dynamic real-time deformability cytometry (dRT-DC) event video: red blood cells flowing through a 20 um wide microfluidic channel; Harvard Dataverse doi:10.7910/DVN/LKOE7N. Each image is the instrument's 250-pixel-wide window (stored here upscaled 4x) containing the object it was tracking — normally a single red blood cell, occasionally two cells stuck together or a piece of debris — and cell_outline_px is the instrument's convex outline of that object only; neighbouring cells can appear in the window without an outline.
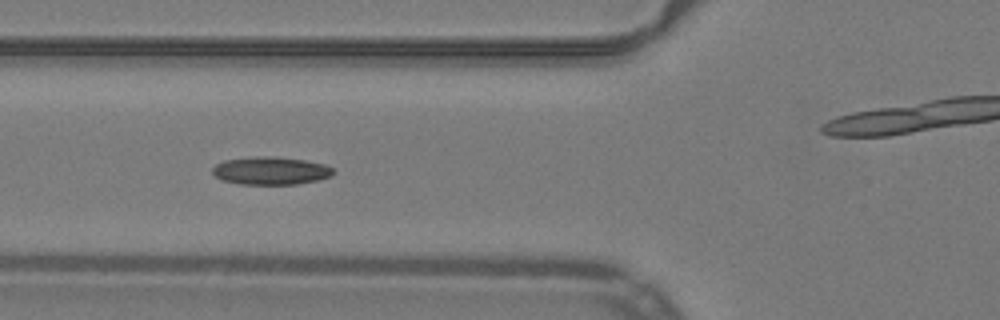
{"species": "common noctule bat (a hibernating species)", "species_latin": "Nyctalus noctula", "temperature_condition": "warm", "stored_images_in_passage": 34, "camera_frame_rate_fps": 3000, "um_per_image_px": 0.085, "animal": {"sex": "male", "body_mass_g": 19.2, "forearm_length_mm": 51.8}, "frame": {"image": 1, "passage_image": 6, "time_ms": 1.667, "image_size_px": [1000, 320], "cell_outline_px": [[336, 172], [332, 176], [316, 180], [296, 184], [240, 184], [224, 180], [216, 176], [212, 172], [212, 168], [216, 164], [224, 160], [256, 156], [272, 156], [304, 160], [324, 164], [332, 168]], "centroid_in_image_um": [23.02, 14.5], "position_along_channel_um": 102.8, "area_um2": 19.54}}
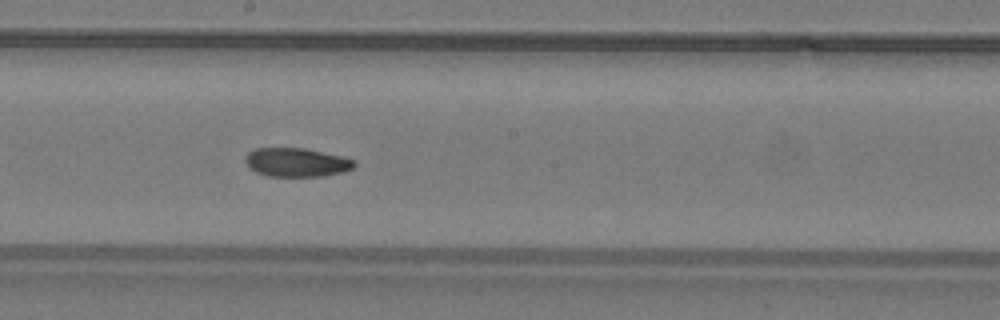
{"frame": {"image": 2, "passage_image": 15, "time_ms": 4.667, "image_size_px": [1000, 320], "cell_outline_px": [[356, 164], [352, 168], [344, 172], [324, 176], [268, 176], [256, 172], [248, 168], [244, 160], [244, 156], [248, 152], [256, 148], [304, 148], [344, 156], [356, 160]], "centroid_in_image_um": [25.2, 13.8], "position_along_channel_um": 223.0, "area_um2": 18.55}, "authors_computed_cell_mechanics": {"area_um2": 18.7272, "velocity_mm_per_s": 3.9863, "shape_relaxation_time_tau1_ms": 6.7833, "shape_relaxation_time_tau2_ms": 3.389, "deformation_change_tau1": 0.1603, "deformation_change_tau2": 0.0814}}